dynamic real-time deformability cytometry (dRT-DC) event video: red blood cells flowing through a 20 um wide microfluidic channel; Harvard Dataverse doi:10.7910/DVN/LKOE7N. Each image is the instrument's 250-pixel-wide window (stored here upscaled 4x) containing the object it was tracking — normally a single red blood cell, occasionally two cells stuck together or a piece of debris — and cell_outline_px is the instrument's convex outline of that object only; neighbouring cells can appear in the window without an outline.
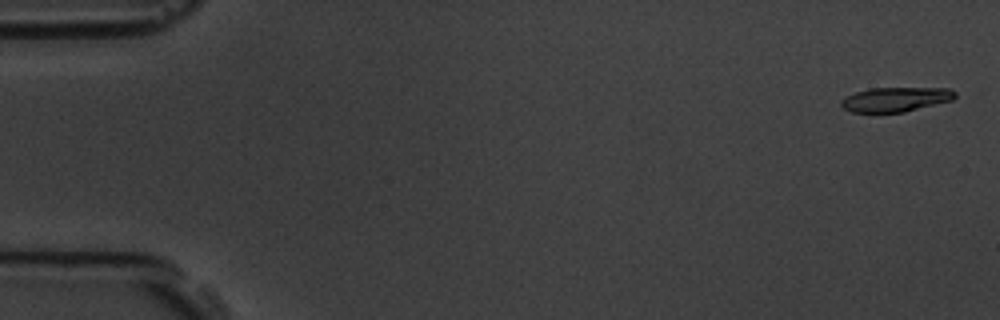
{"species": "common noctule bat (a hibernating species)", "species_latin": "Nyctalus noctula", "temperature_condition": "room temperature", "stored_images_in_passage": 5, "camera_frame_rate_fps": 3000, "um_per_image_px": 0.085, "animal": {"sex": "male", "body_mass_g": 19.5, "forearm_length_mm": 54.6}, "frame": {"image": 1, "passage_image": 1, "time_ms": 0.0, "image_size_px": [1000, 320], "cell_outline_px": [[956, 96], [952, 100], [904, 112], [852, 112], [844, 108], [840, 104], [840, 100], [856, 92], [868, 88], [952, 88], [956, 92]], "centroid_in_image_um": [76.14, 8.44], "position_along_channel_um": 8.9, "area_um2": 16.18}}
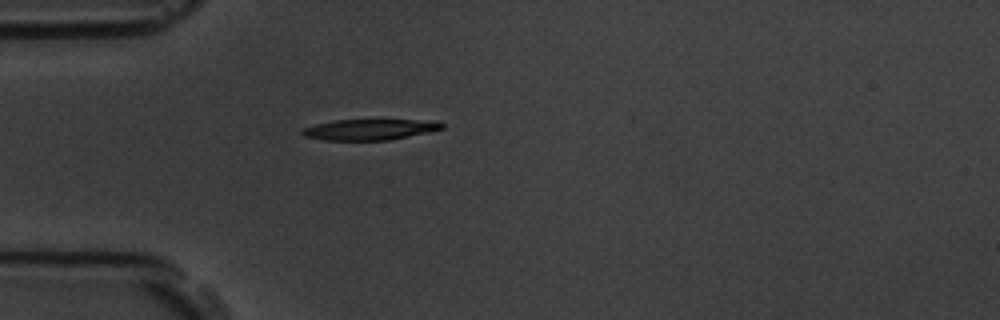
{"frame": {"image": 2, "passage_image": 5, "time_ms": 4.667, "image_size_px": [1000, 320], "cell_outline_px": [[444, 128], [428, 132], [388, 140], [324, 140], [304, 136], [300, 132], [304, 128], [316, 124], [336, 120], [416, 120], [444, 124]], "centroid_in_image_um": [31.35, 11.01], "position_along_channel_um": 53.6, "area_um2": 16.53}}